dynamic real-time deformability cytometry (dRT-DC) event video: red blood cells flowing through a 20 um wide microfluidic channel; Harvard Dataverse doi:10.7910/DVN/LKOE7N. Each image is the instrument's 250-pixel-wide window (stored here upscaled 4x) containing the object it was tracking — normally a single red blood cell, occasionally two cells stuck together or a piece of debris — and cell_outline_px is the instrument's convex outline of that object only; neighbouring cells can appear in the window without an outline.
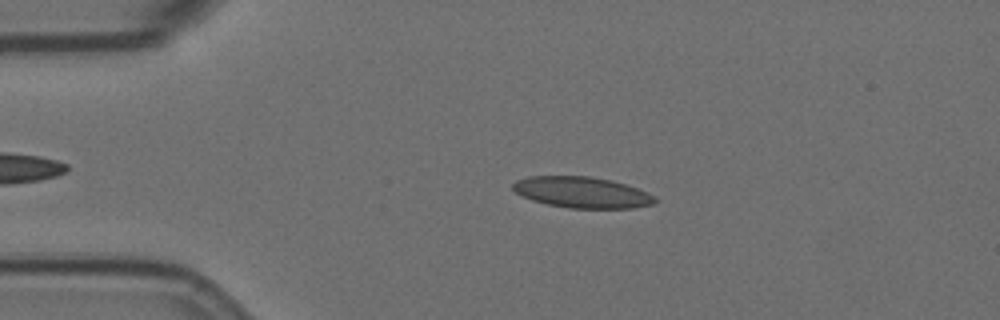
{"species": "Egyptian fruit bat (a non-hibernating species)", "species_latin": "Rousettus aegyptiacus", "temperature_condition": "room temperature", "stored_images_in_passage": 50, "camera_frame_rate_fps": 3000, "um_per_image_px": 0.085, "animal": {"sex": "female"}, "frame": {"image": 1, "passage_image": 11, "time_ms": 3.333, "image_size_px": [1000, 320], "cell_outline_px": [[660, 200], [652, 204], [632, 208], [568, 208], [548, 204], [532, 200], [516, 192], [512, 188], [512, 184], [516, 180], [528, 176], [588, 176], [612, 180], [648, 192], [656, 196]], "centroid_in_image_um": [49.49, 16.35], "position_along_channel_um": 35.5, "area_um2": 25.72}}
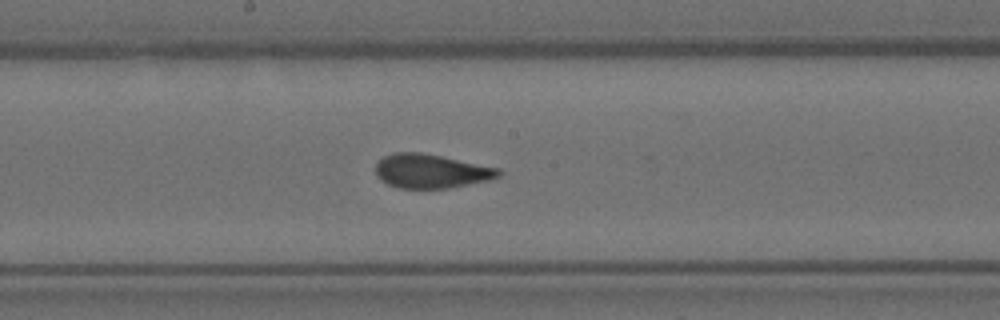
{"frame": {"image": 2, "passage_image": 29, "time_ms": 9.333, "image_size_px": [1000, 320], "cell_outline_px": [[504, 172], [500, 176], [488, 180], [448, 188], [400, 188], [388, 184], [380, 180], [376, 176], [376, 164], [384, 156], [396, 152], [420, 152], [500, 168]], "centroid_in_image_um": [36.64, 14.55], "position_along_channel_um": 211.6, "area_um2": 24.28}}
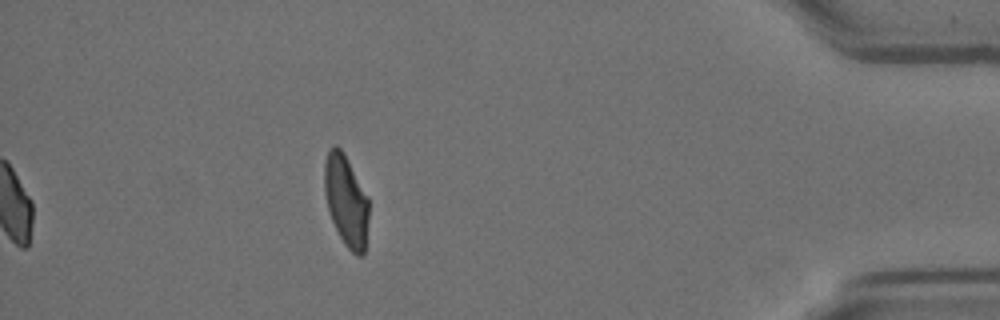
{"frame": {"image": 3, "passage_image": 50, "time_ms": 16.333, "image_size_px": [1000, 320], "cell_outline_px": [[368, 220], [364, 256], [356, 256], [344, 244], [332, 220], [328, 208], [324, 192], [324, 164], [328, 148], [336, 144], [344, 152], [368, 196]], "centroid_in_image_um": [29.42, 17.03], "position_along_channel_um": 405.8, "area_um2": 23.76}, "authors_computed_cell_mechanics": {"area_um2": 24.9118, "velocity_mm_per_s": 3.5085, "shape_relaxation_time_tau1_ms": 9.2952, "shape_relaxation_time_tau2_ms": 0.9114, "deformation_change_tau1": 0.1945, "deformation_change_tau2": 0.0564}}